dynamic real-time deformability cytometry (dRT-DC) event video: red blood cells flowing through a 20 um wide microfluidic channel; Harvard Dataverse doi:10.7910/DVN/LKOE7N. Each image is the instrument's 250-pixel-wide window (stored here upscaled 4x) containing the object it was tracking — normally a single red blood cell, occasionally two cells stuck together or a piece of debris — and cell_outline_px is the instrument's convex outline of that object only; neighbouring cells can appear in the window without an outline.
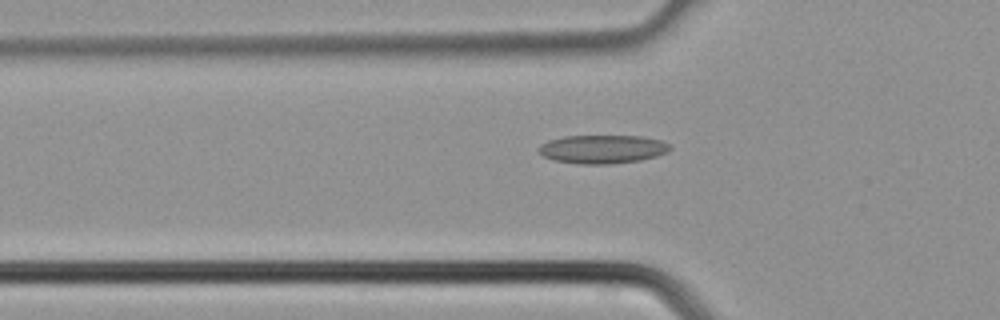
{"species": "common noctule bat (a hibernating species)", "species_latin": "Nyctalus noctula", "temperature_condition": "cold", "stored_images_in_passage": 39, "camera_frame_rate_fps": 3000, "um_per_image_px": 0.085, "animal": {"sex": "male", "body_mass_g": 21.5, "forearm_length_mm": 52.0}, "frame": {"image": 1, "passage_image": 13, "time_ms": 4.0, "image_size_px": [1000, 320], "cell_outline_px": [[672, 148], [668, 152], [656, 156], [640, 160], [608, 164], [580, 164], [552, 160], [544, 156], [536, 148], [540, 144], [548, 140], [564, 136], [640, 136], [660, 140], [672, 144]], "centroid_in_image_um": [51.21, 12.67], "position_along_channel_um": 74.6, "area_um2": 21.96}}
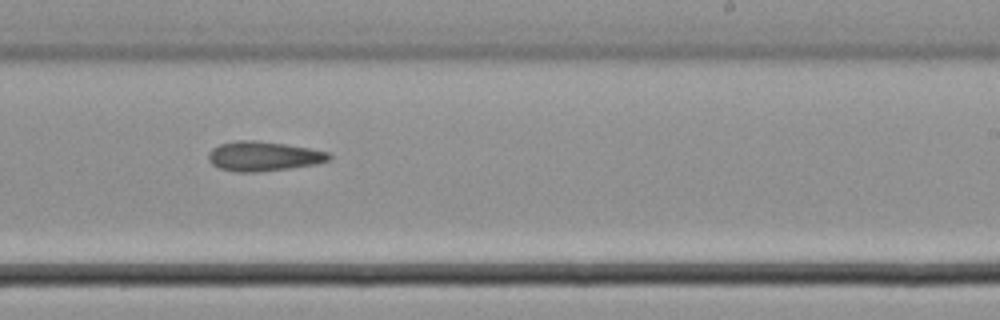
{"frame": {"image": 2, "passage_image": 24, "time_ms": 7.667, "image_size_px": [1000, 320], "cell_outline_px": [[332, 160], [316, 164], [288, 168], [256, 172], [236, 172], [220, 168], [212, 164], [208, 160], [208, 152], [212, 148], [220, 144], [236, 140], [252, 140], [284, 144], [308, 148], [328, 152], [332, 156]], "centroid_in_image_um": [22.38, 13.28], "position_along_channel_um": 266.6, "area_um2": 20.75}}
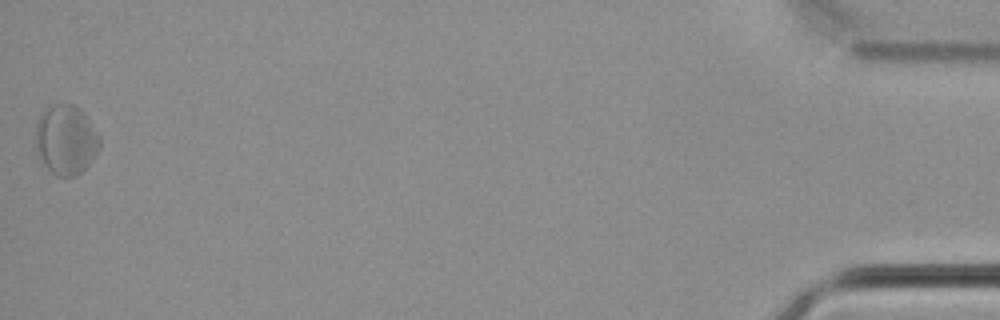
{"frame": {"image": 3, "passage_image": 39, "time_ms": 12.667, "image_size_px": [1000, 320], "cell_outline_px": [[100, 148], [88, 164], [76, 176], [56, 176], [44, 164], [36, 148], [36, 124], [40, 112], [44, 108], [52, 104], [72, 104], [80, 108], [84, 112], [100, 136]], "centroid_in_image_um": [5.6, 11.84], "position_along_channel_um": 429.6, "area_um2": 26.07}}